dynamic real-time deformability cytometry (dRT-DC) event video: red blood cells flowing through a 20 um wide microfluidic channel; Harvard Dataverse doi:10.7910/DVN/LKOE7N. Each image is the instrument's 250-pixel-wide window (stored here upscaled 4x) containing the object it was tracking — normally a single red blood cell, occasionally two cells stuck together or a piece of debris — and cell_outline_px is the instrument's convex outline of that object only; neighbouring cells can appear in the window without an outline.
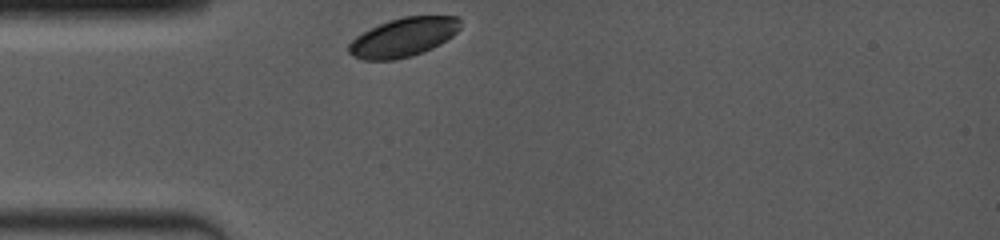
{"species": "common noctule bat (a hibernating species)", "species_latin": "Nyctalus noctula", "temperature_condition": "room temperature", "stored_images_in_passage": 9, "camera_frame_rate_fps": 4000, "um_per_image_px": 0.085, "animal": {"sex": "female", "body_mass_g": 19.0, "forearm_length_mm": 53.3}, "frame": {"image": 1, "passage_image": 1, "time_ms": 0.0, "image_size_px": [1000, 240], "cell_outline_px": [[460, 28], [452, 36], [440, 44], [432, 48], [412, 56], [396, 60], [364, 60], [352, 56], [348, 52], [348, 44], [356, 36], [380, 24], [404, 16], [456, 16], [460, 20]], "centroid_in_image_um": [34.28, 3.18], "position_along_channel_um": 50.7, "area_um2": 25.14}}
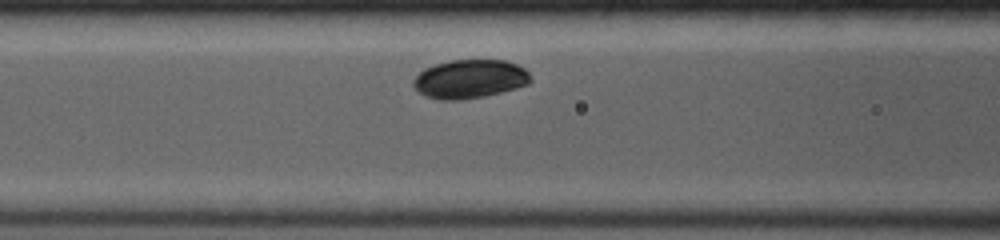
{"frame": {"image": 2, "passage_image": 6, "time_ms": 2.25, "image_size_px": [1000, 240], "cell_outline_px": [[532, 80], [528, 84], [516, 88], [484, 96], [460, 100], [440, 100], [424, 96], [412, 84], [412, 80], [424, 68], [448, 60], [504, 60], [516, 64], [524, 68], [528, 72]], "centroid_in_image_um": [39.92, 6.71], "position_along_channel_um": 126.7, "area_um2": 26.47}}
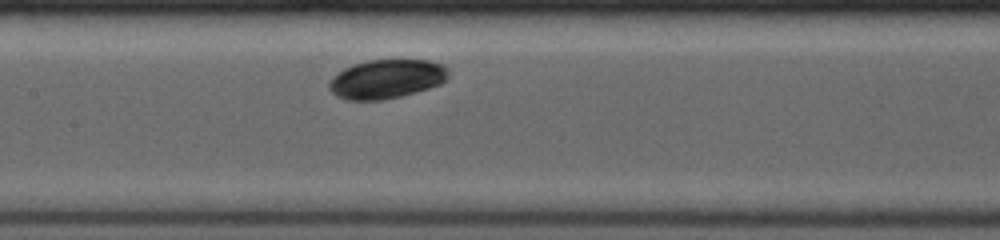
{"frame": {"image": 3, "passage_image": 9, "time_ms": 3.5, "image_size_px": [1000, 240], "cell_outline_px": [[448, 76], [440, 84], [428, 88], [400, 96], [380, 100], [348, 100], [336, 96], [328, 88], [328, 84], [332, 76], [344, 68], [352, 64], [368, 60], [428, 60], [444, 64], [448, 68]], "centroid_in_image_um": [32.83, 6.7], "position_along_channel_um": 174.6, "area_um2": 27.17}}